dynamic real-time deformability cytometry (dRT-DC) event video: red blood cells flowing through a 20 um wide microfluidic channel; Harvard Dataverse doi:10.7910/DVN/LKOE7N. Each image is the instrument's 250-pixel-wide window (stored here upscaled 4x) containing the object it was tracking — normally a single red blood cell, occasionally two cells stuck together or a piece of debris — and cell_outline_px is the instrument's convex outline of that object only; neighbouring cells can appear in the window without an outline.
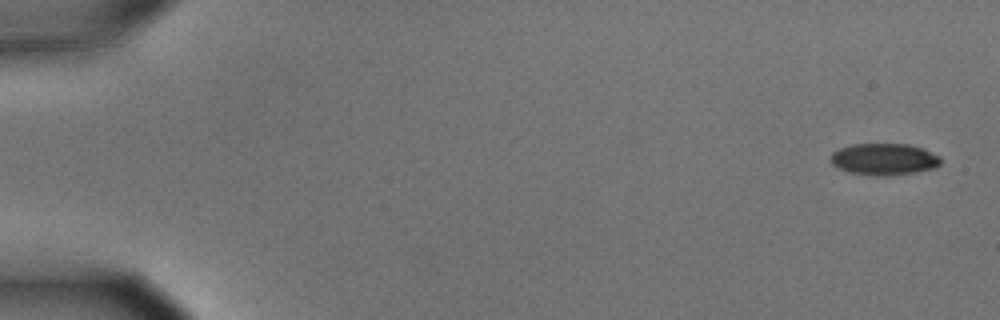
{"species": "common noctule bat (a hibernating species)", "species_latin": "Nyctalus noctula", "temperature_condition": "cold", "stored_images_in_passage": 6, "camera_frame_rate_fps": 3000, "um_per_image_px": 0.085, "animal": {"sex": "male", "body_mass_g": 15.6}, "frame": {"image": 1, "passage_image": 1, "time_ms": 0.0, "image_size_px": [1000, 320], "cell_outline_px": [[940, 164], [936, 168], [916, 172], [884, 176], [872, 176], [848, 172], [832, 164], [832, 152], [840, 148], [852, 144], [908, 144], [924, 148], [940, 156]], "centroid_in_image_um": [75.18, 13.53], "position_along_channel_um": 9.8, "area_um2": 20.4}}
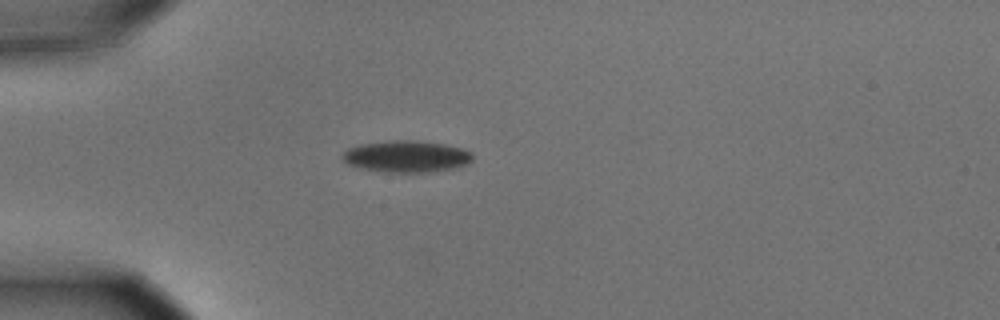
{"frame": {"image": 2, "passage_image": 5, "time_ms": 1.333, "image_size_px": [1000, 320], "cell_outline_px": [[472, 160], [468, 164], [456, 168], [432, 172], [384, 172], [360, 168], [348, 164], [340, 156], [348, 148], [360, 144], [388, 140], [416, 140], [444, 144], [464, 148], [472, 152]], "centroid_in_image_um": [34.57, 13.29], "position_along_channel_um": 50.4, "area_um2": 24.33}}